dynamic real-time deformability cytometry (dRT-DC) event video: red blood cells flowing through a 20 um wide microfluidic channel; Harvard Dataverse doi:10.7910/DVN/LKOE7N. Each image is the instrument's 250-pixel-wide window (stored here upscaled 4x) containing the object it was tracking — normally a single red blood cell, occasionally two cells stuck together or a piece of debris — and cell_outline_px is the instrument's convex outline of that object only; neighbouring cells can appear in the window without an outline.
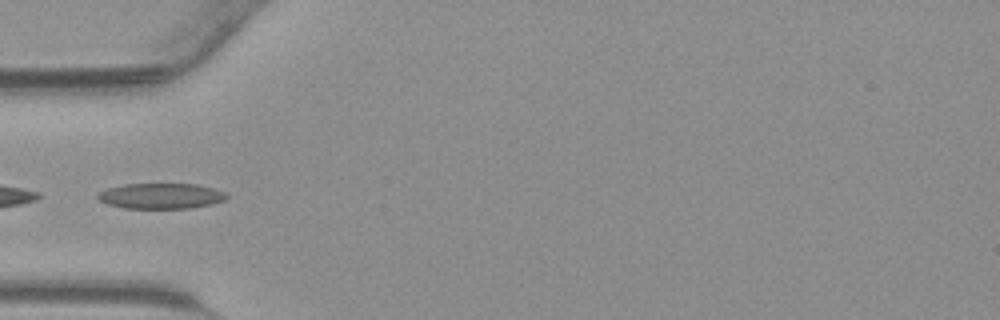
{"species": "common noctule bat (a hibernating species)", "species_latin": "Nyctalus noctula", "temperature_condition": "warm", "stored_images_in_passage": 29, "camera_frame_rate_fps": 3000, "um_per_image_px": 0.085, "animal": {"sex": "male", "body_mass_g": 23.1, "forearm_length_mm": 52.7}, "frame": {"image": 1, "passage_image": 1, "time_ms": 0.0, "image_size_px": [1000, 320], "cell_outline_px": [[228, 196], [224, 200], [212, 204], [188, 208], [124, 208], [108, 204], [100, 200], [96, 196], [100, 192], [108, 188], [124, 184], [196, 184], [212, 188], [224, 192]], "centroid_in_image_um": [13.68, 16.65], "position_along_channel_um": 71.3, "area_um2": 18.96}}